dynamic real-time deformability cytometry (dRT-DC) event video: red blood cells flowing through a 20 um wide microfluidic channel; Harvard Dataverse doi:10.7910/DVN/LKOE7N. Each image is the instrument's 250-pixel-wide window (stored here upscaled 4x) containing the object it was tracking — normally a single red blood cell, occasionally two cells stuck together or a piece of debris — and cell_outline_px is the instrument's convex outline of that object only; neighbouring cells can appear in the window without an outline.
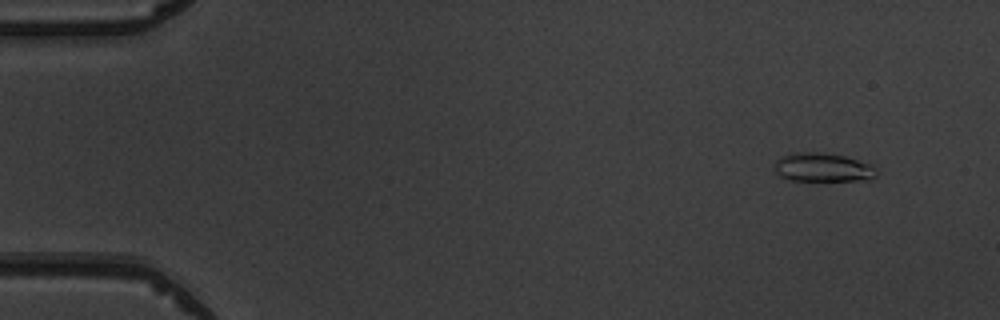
{"species": "common noctule bat (a hibernating species)", "species_latin": "Nyctalus noctula", "temperature_condition": "warm", "stored_images_in_passage": 4, "segment_of_instrument_passage": [2, 2], "camera_frame_rate_fps": 3000, "um_per_image_px": 0.085, "animal": {"sex": "male", "body_mass_g": 19.5, "forearm_length_mm": 54.6}, "frame": {"image": 1, "passage_image": 4, "time_ms": 4.333, "image_size_px": [1000, 320], "cell_outline_px": [[876, 176], [868, 180], [792, 180], [780, 176], [772, 168], [776, 160], [780, 156], [792, 152], [816, 152], [844, 156], [872, 164], [876, 172]], "centroid_in_image_um": [69.89, 14.22], "position_along_channel_um": 15.1, "area_um2": 17.11}}